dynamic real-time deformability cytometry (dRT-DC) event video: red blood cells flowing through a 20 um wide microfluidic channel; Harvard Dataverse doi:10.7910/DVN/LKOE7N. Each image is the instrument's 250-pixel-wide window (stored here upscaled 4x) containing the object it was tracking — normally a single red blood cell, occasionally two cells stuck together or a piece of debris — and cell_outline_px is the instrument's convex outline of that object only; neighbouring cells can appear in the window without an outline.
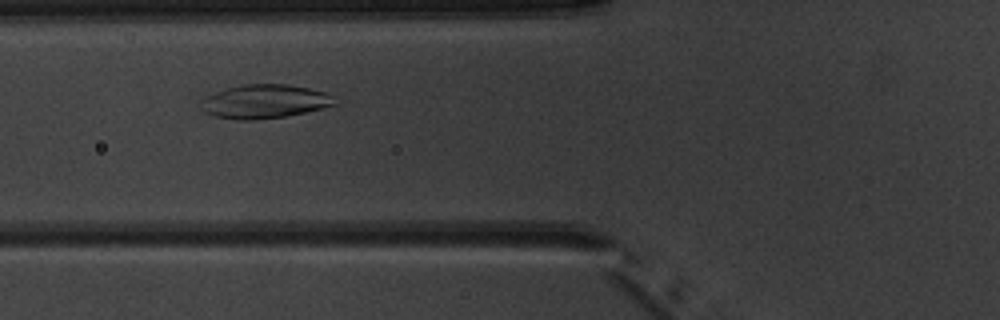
{"species": "common noctule bat (a hibernating species)", "species_latin": "Nyctalus noctula", "temperature_condition": "warm", "stored_images_in_passage": 6, "camera_frame_rate_fps": 3000, "um_per_image_px": 0.085, "animal": {"sex": "male", "body_mass_g": 20.1, "forearm_length_mm": 53.5}, "frame": {"image": 1, "passage_image": 4, "time_ms": 3.333, "image_size_px": [1000, 320], "cell_outline_px": [[340, 104], [324, 108], [288, 116], [252, 120], [236, 120], [216, 116], [204, 112], [200, 108], [200, 100], [204, 96], [240, 84], [288, 84], [308, 88], [324, 92], [336, 96]], "centroid_in_image_um": [22.53, 8.63], "position_along_channel_um": 103.3, "area_um2": 26.82}}
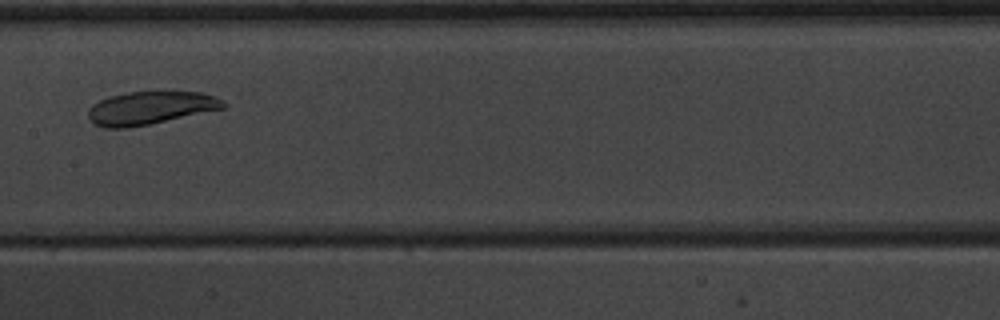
{"frame": {"image": 2, "passage_image": 6, "time_ms": 5.667, "image_size_px": [1000, 320], "cell_outline_px": [[228, 104], [224, 108], [152, 124], [128, 128], [104, 128], [96, 124], [88, 116], [88, 108], [92, 104], [108, 96], [128, 92], [200, 92], [224, 100]], "centroid_in_image_um": [12.77, 9.18], "position_along_channel_um": 194.6, "area_um2": 26.01}}